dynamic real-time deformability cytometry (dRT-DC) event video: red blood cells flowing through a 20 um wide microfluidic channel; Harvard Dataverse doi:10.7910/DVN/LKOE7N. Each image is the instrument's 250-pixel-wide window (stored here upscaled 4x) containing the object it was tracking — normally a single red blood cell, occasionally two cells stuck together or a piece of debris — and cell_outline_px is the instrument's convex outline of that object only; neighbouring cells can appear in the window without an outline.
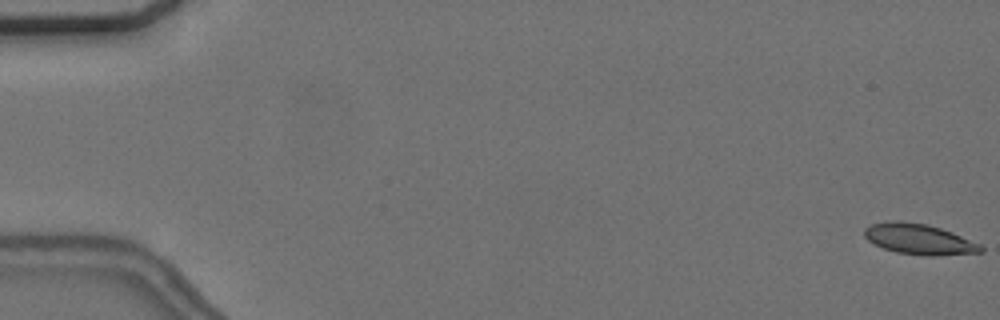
{"species": "common noctule bat (a hibernating species)", "species_latin": "Nyctalus noctula", "temperature_condition": "cold", "stored_images_in_passage": 57, "camera_frame_rate_fps": 3000, "um_per_image_px": 0.085, "animal": {"sex": "female", "body_mass_g": 24.6, "forearm_length_mm": 56.2}, "frame": {"image": 1, "passage_image": 1, "time_ms": 0.0, "image_size_px": [1000, 320], "cell_outline_px": [[984, 252], [936, 256], [924, 256], [896, 252], [884, 248], [868, 240], [864, 236], [864, 228], [872, 224], [896, 220], [924, 224], [940, 228], [952, 232], [980, 244], [984, 248]], "centroid_in_image_um": [78.14, 20.34], "position_along_channel_um": 6.9, "area_um2": 20.63}}
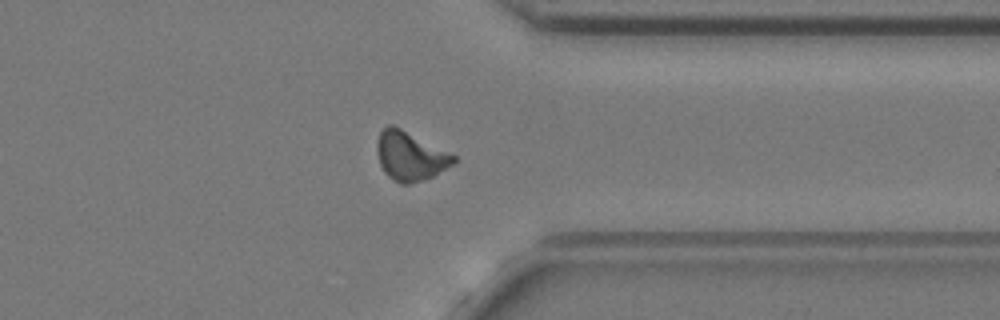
{"frame": {"image": 2, "passage_image": 45, "time_ms": 14.667, "image_size_px": [1000, 320], "cell_outline_px": [[456, 160], [452, 164], [432, 176], [408, 184], [400, 184], [388, 176], [384, 172], [380, 164], [376, 148], [376, 144], [380, 132], [388, 124], [392, 124], [456, 156]], "centroid_in_image_um": [34.82, 13.26], "position_along_channel_um": 376.6, "area_um2": 21.39}}
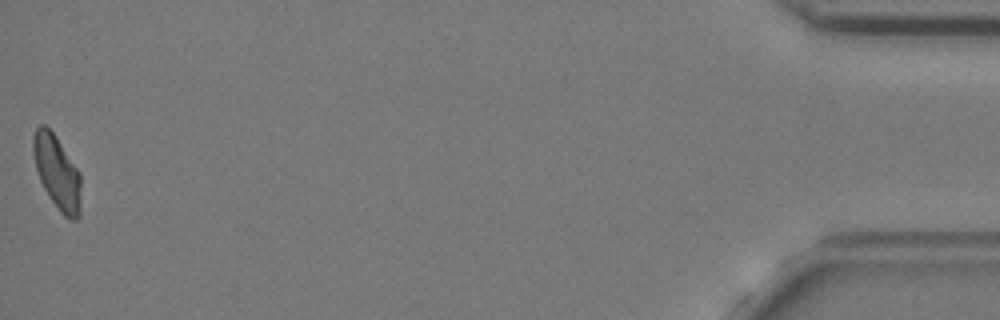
{"frame": {"image": 3, "passage_image": 57, "time_ms": 18.667, "image_size_px": [1000, 320], "cell_outline_px": [[80, 216], [76, 220], [68, 220], [60, 212], [48, 196], [40, 180], [36, 168], [32, 152], [32, 136], [36, 128], [40, 124], [44, 124], [56, 136], [80, 172]], "centroid_in_image_um": [4.84, 14.65], "position_along_channel_um": 430.4, "area_um2": 20.69}, "authors_computed_cell_mechanics": {"area_um2": 20.9814, "velocity_mm_per_s": 3.6593, "shape_relaxation_time_tau1_ms": null, "shape_relaxation_time_tau2_ms": 7.5859, "deformation_change_tau1": null, "deformation_change_tau2": 0.1295}}